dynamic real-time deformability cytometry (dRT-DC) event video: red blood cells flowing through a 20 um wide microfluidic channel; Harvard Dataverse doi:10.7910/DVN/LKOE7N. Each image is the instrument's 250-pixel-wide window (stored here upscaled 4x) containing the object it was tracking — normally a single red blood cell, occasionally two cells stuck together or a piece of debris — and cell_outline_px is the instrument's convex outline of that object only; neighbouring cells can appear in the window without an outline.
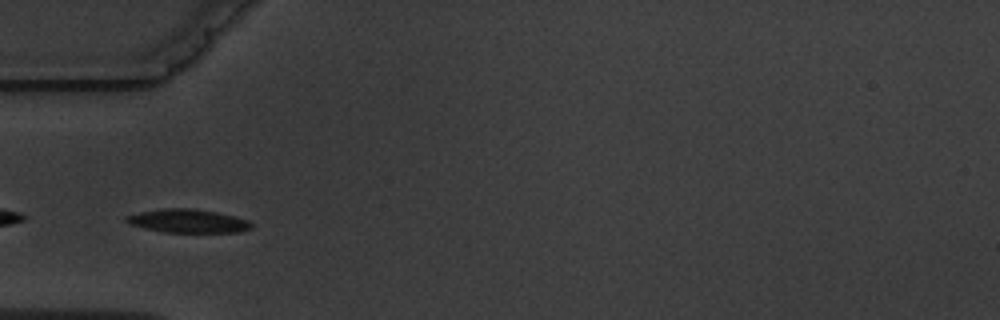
{"species": "common noctule bat (a hibernating species)", "species_latin": "Nyctalus noctula", "temperature_condition": "warm", "stored_images_in_passage": 3, "camera_frame_rate_fps": 3000, "um_per_image_px": 0.085, "animal": {"sex": "male", "body_mass_g": 19.5, "forearm_length_mm": 54.6}, "frame": {"image": 1, "passage_image": 3, "time_ms": 3.0, "image_size_px": [1000, 320], "cell_outline_px": [[252, 228], [240, 232], [164, 232], [144, 228], [128, 224], [124, 220], [124, 216], [140, 212], [164, 208], [196, 208], [216, 212], [248, 220], [252, 224]], "centroid_in_image_um": [15.93, 18.78], "position_along_channel_um": 69.1, "area_um2": 17.17}}